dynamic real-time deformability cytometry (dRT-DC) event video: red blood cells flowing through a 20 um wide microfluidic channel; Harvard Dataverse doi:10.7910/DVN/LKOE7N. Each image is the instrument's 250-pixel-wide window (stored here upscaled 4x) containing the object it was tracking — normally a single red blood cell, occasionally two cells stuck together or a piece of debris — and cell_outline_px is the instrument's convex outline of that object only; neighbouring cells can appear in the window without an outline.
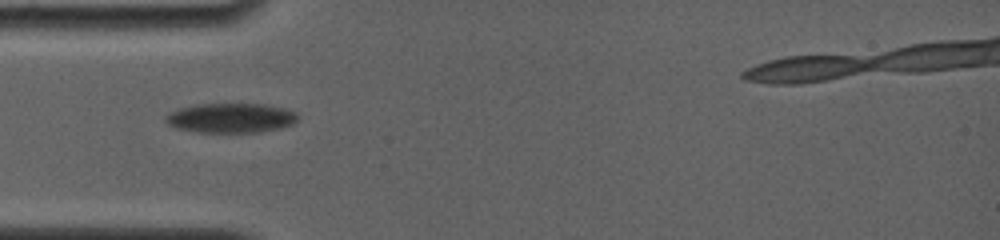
{"species": "common noctule bat (a hibernating species)", "species_latin": "Nyctalus noctula", "temperature_condition": "room temperature", "stored_images_in_passage": 6, "camera_frame_rate_fps": 4000, "um_per_image_px": 0.085, "animal": {"sex": "female", "body_mass_g": 19.0, "forearm_length_mm": 56.7}, "frame": {"image": 1, "passage_image": 3, "time_ms": 2.0, "image_size_px": [1000, 240], "cell_outline_px": [[300, 116], [292, 124], [280, 128], [260, 132], [196, 132], [176, 128], [168, 124], [164, 120], [164, 116], [168, 112], [180, 108], [196, 104], [264, 104], [284, 108], [296, 112]], "centroid_in_image_um": [19.6, 10.02], "position_along_channel_um": 65.4, "area_um2": 22.95}}
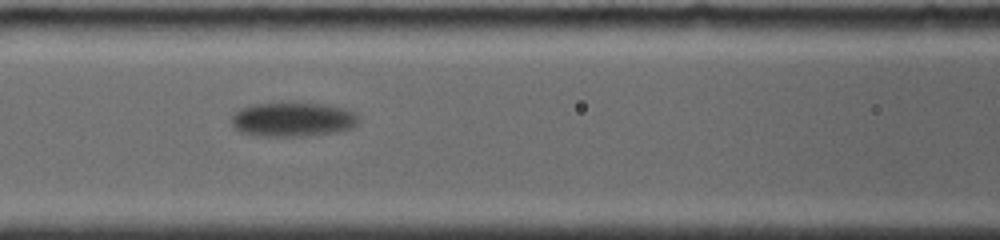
{"frame": {"image": 2, "passage_image": 5, "time_ms": 4.25, "image_size_px": [1000, 240], "cell_outline_px": [[360, 120], [352, 128], [336, 132], [308, 136], [256, 136], [240, 132], [232, 124], [232, 116], [240, 108], [252, 104], [320, 104], [344, 108], [352, 112]], "centroid_in_image_um": [24.87, 10.18], "position_along_channel_um": 141.7, "area_um2": 25.09}}
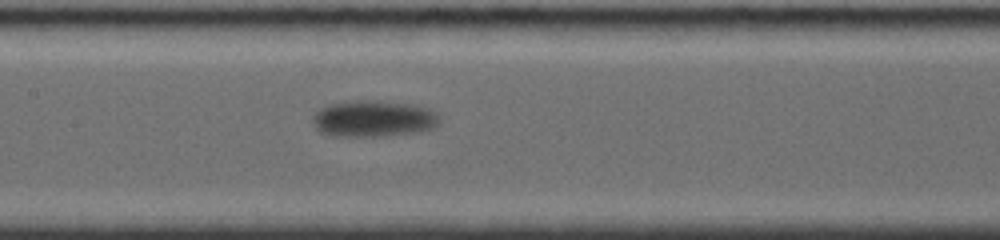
{"frame": {"image": 3, "passage_image": 6, "time_ms": 5.25, "image_size_px": [1000, 240], "cell_outline_px": [[440, 120], [432, 128], [420, 132], [384, 136], [332, 136], [320, 132], [312, 124], [312, 116], [320, 108], [328, 104], [356, 100], [376, 100], [416, 104], [432, 108], [436, 112]], "centroid_in_image_um": [31.75, 10.07], "position_along_channel_um": 175.6, "area_um2": 27.46}}